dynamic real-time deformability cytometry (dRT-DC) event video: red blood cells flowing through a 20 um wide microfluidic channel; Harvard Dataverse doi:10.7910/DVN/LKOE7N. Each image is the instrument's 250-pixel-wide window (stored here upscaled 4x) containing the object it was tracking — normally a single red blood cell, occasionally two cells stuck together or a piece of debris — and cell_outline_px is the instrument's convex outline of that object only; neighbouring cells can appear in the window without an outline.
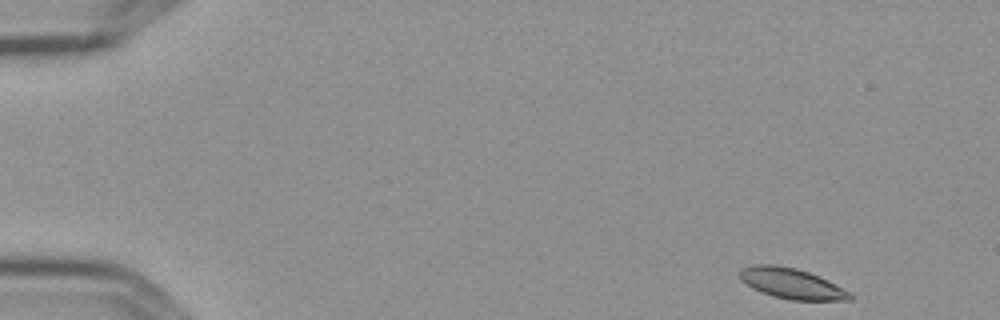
{"species": "Egyptian fruit bat (a non-hibernating species)", "species_latin": "Rousettus aegyptiacus", "temperature_condition": "cold", "stored_images_in_passage": 6, "camera_frame_rate_fps": 3000, "um_per_image_px": 0.085, "frame": {"image": 1, "passage_image": 6, "time_ms": 1.667, "image_size_px": [1000, 320], "cell_outline_px": [[852, 300], [792, 300], [772, 296], [752, 288], [740, 280], [740, 268], [756, 264], [772, 264], [796, 268], [808, 272], [828, 280], [848, 292], [852, 296]], "centroid_in_image_um": [67.24, 24.09], "position_along_channel_um": 17.8, "area_um2": 19.42}}